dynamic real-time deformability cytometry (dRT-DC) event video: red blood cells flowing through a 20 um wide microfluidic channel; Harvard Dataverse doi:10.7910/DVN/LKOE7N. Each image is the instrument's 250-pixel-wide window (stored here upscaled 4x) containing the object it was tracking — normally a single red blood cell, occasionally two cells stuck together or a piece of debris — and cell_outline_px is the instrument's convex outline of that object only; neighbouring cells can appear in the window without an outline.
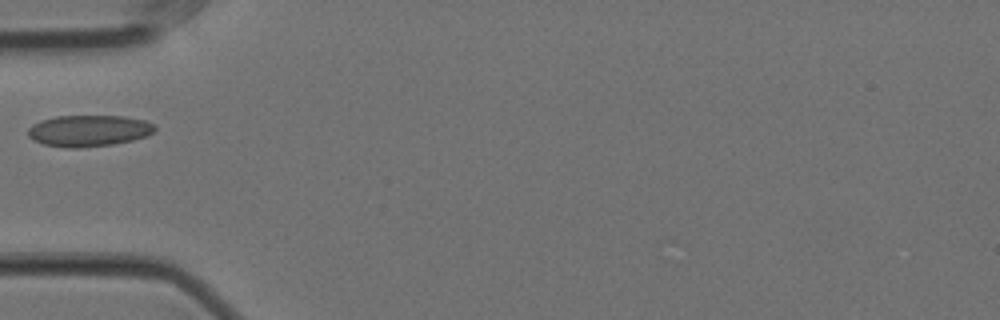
{"species": "Egyptian fruit bat (a non-hibernating species)", "species_latin": "Rousettus aegyptiacus", "temperature_condition": "cold", "stored_images_in_passage": 35, "camera_frame_rate_fps": 3000, "um_per_image_px": 0.085, "animal": {"sex": "female"}, "frame": {"image": 1, "passage_image": 1, "time_ms": 0.0, "image_size_px": [1000, 320], "cell_outline_px": [[156, 128], [152, 132], [144, 136], [132, 140], [112, 144], [80, 148], [68, 148], [44, 144], [32, 140], [28, 136], [28, 128], [32, 124], [40, 120], [56, 116], [124, 116], [144, 120], [156, 124]], "centroid_in_image_um": [7.51, 11.11], "position_along_channel_um": 77.5, "area_um2": 23.24}}